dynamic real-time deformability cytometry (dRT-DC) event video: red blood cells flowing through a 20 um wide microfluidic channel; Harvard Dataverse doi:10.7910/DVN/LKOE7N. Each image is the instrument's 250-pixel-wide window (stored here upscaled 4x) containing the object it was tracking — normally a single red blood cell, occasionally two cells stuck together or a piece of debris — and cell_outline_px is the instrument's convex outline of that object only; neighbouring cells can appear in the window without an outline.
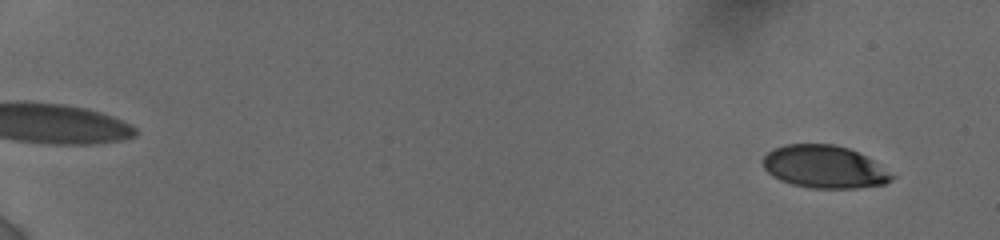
{"species": "human", "species_latin": "Homo sapiens", "temperature_condition": "cold", "stored_images_in_passage": 14, "camera_frame_rate_fps": 3000, "um_per_image_px": 0.085, "donor": {"sex": "female"}, "frame": {"image": 1, "passage_image": 2, "time_ms": 0.667, "image_size_px": [1000, 240], "cell_outline_px": [[896, 176], [892, 180], [884, 184], [856, 188], [812, 188], [792, 184], [780, 180], [772, 176], [764, 168], [764, 156], [772, 148], [784, 144], [832, 144], [848, 148], [872, 160]], "centroid_in_image_um": [70.05, 14.18], "position_along_channel_um": 14.9, "area_um2": 31.85}}
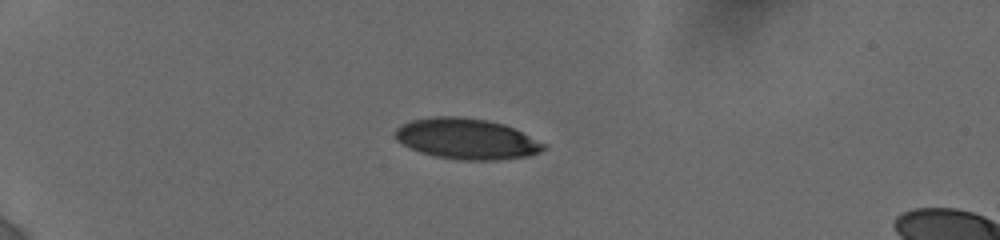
{"frame": {"image": 2, "passage_image": 12, "time_ms": 5.0, "image_size_px": [1000, 240], "cell_outline_px": [[548, 144], [540, 152], [528, 156], [496, 160], [460, 160], [436, 156], [420, 152], [396, 140], [396, 128], [400, 124], [412, 120], [436, 116], [452, 116], [488, 120], [504, 124]], "centroid_in_image_um": [39.68, 11.8], "position_along_channel_um": 45.3, "area_um2": 35.08}}